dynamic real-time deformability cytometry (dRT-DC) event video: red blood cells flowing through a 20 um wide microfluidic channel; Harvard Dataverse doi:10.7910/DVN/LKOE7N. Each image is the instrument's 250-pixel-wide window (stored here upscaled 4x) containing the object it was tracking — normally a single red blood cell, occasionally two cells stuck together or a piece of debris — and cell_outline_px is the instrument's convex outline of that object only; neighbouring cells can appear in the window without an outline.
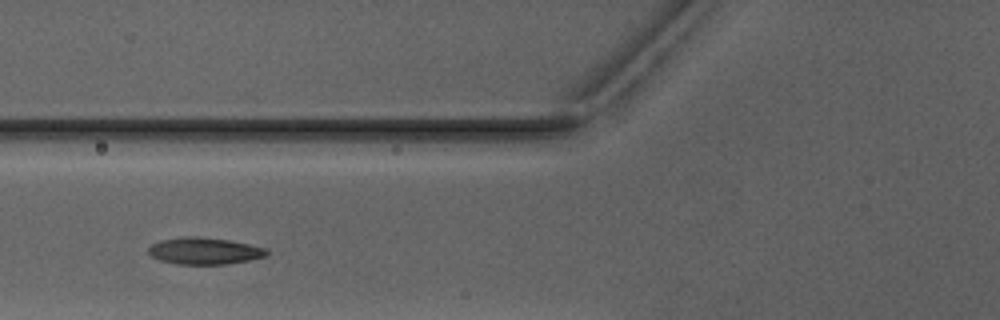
{"species": "Egyptian fruit bat (a non-hibernating species)", "species_latin": "Rousettus aegyptiacus", "temperature_condition": "warm", "stored_images_in_passage": 2, "camera_frame_rate_fps": 3000, "um_per_image_px": 0.085, "animal": {"sex": "male"}, "frame": {"image": 1, "passage_image": 2, "time_ms": 1.333, "image_size_px": [1000, 320], "cell_outline_px": [[268, 256], [248, 260], [224, 264], [176, 264], [160, 260], [152, 256], [148, 252], [148, 248], [152, 244], [160, 240], [184, 236], [196, 236], [228, 240], [268, 248]], "centroid_in_image_um": [17.37, 21.32], "position_along_channel_um": 108.4, "area_um2": 18.44}}